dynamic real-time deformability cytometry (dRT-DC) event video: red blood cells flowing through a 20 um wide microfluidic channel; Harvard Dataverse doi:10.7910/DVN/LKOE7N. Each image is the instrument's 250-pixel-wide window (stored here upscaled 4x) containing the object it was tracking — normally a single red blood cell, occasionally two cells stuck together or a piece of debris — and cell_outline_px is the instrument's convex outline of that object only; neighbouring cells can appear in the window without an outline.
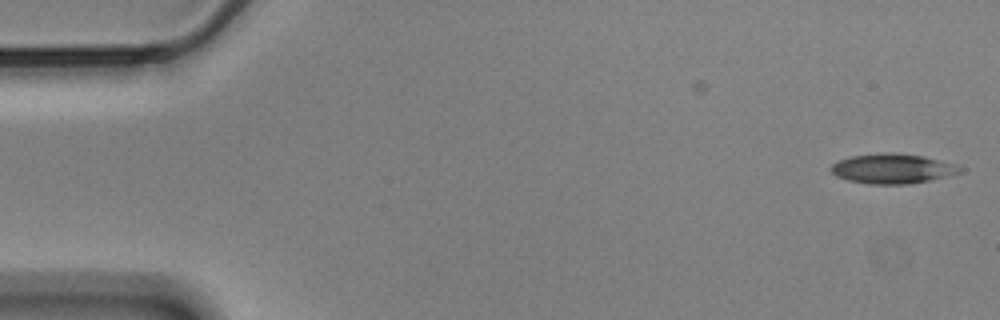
{"species": "Egyptian fruit bat (a non-hibernating species)", "species_latin": "Rousettus aegyptiacus", "temperature_condition": "cold", "stored_images_in_passage": 7, "camera_frame_rate_fps": 3000, "um_per_image_px": 0.085, "animal": {"sex": "male"}, "frame": {"image": 1, "passage_image": 7, "time_ms": 2.0, "image_size_px": [1000, 320], "cell_outline_px": [[964, 168], [960, 172], [928, 180], [908, 184], [868, 184], [848, 180], [836, 176], [832, 172], [832, 164], [840, 160], [852, 156], [884, 152], [924, 156], [956, 164]], "centroid_in_image_um": [75.86, 14.33], "position_along_channel_um": 9.1, "area_um2": 22.08}}